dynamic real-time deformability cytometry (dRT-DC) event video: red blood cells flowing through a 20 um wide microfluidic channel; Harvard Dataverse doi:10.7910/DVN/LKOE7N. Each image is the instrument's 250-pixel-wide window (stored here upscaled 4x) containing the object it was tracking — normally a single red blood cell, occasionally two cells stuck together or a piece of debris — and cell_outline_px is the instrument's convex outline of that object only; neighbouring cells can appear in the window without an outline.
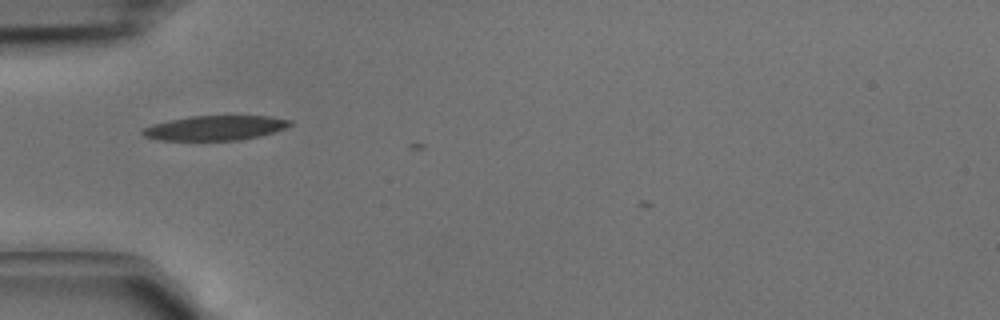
{"species": "common noctule bat (a hibernating species)", "species_latin": "Nyctalus noctula", "temperature_condition": "cold", "stored_images_in_passage": 4, "camera_frame_rate_fps": 3000, "um_per_image_px": 0.085, "animal": {"sex": "male", "body_mass_g": 15.6}, "frame": {"image": 1, "passage_image": 1, "time_ms": 0.0, "image_size_px": [1000, 320], "cell_outline_px": [[292, 124], [276, 132], [260, 136], [240, 140], [160, 140], [144, 136], [140, 132], [144, 128], [152, 124], [188, 116], [268, 116], [292, 120]], "centroid_in_image_um": [18.3, 10.87], "position_along_channel_um": 66.7, "area_um2": 21.21}}